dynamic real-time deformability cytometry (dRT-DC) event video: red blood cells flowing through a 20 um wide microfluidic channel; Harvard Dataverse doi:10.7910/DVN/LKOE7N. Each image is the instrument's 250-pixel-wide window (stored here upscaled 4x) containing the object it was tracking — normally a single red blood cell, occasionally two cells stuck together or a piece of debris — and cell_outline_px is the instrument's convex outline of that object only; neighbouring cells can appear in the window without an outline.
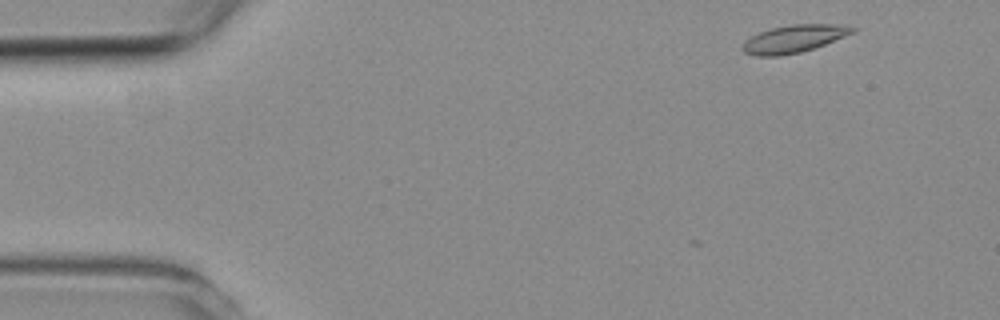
{"species": "common noctule bat (a hibernating species)", "species_latin": "Nyctalus noctula", "temperature_condition": "room temperature", "stored_images_in_passage": 5, "camera_frame_rate_fps": 3000, "um_per_image_px": 0.085, "animal": {"sex": "female", "body_mass_g": 19.3, "forearm_length_mm": 54.1}, "frame": {"image": 1, "passage_image": 1, "time_ms": 0.0, "image_size_px": [1000, 320], "cell_outline_px": [[856, 32], [824, 44], [800, 52], [776, 56], [756, 56], [744, 52], [740, 48], [744, 40], [760, 32], [772, 28], [792, 24], [836, 24], [856, 28]], "centroid_in_image_um": [67.45, 3.29], "position_along_channel_um": 17.6, "area_um2": 17.51}}